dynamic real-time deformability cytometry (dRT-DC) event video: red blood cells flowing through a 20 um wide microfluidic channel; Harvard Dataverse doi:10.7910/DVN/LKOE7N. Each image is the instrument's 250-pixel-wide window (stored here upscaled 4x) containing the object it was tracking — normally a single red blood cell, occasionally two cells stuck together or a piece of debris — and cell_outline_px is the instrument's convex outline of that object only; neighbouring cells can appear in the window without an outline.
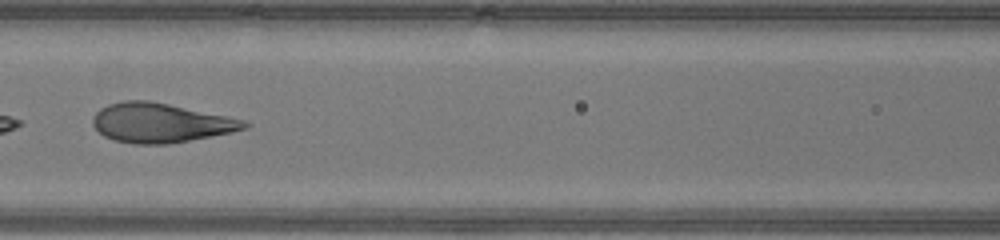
{"species": "human", "species_latin": "Homo sapiens", "temperature_condition": "warm", "stored_images_in_passage": 37, "camera_frame_rate_fps": 3000, "um_per_image_px": 0.085, "donor": {"sex": "male"}, "frame": {"image": 1, "passage_image": 12, "time_ms": 3.667, "image_size_px": [1000, 240], "cell_outline_px": [[252, 124], [248, 128], [232, 132], [168, 144], [132, 144], [116, 140], [104, 136], [92, 124], [92, 116], [100, 108], [108, 104], [124, 100], [148, 100], [168, 104], [244, 120]], "centroid_in_image_um": [13.62, 10.44], "position_along_channel_um": 153.0, "area_um2": 34.56}}
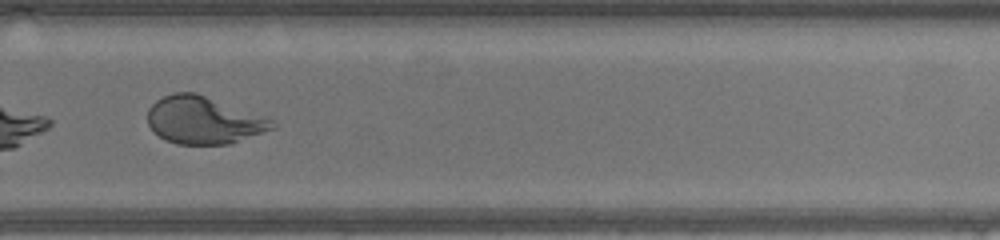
{"frame": {"image": 2, "passage_image": 23, "time_ms": 7.333, "image_size_px": [1000, 240], "cell_outline_px": [[276, 128], [228, 144], [176, 144], [164, 140], [148, 124], [148, 108], [156, 100], [172, 92], [196, 92], [268, 116], [276, 124]], "centroid_in_image_um": [17.34, 10.2], "position_along_channel_um": 312.5, "area_um2": 34.74}}
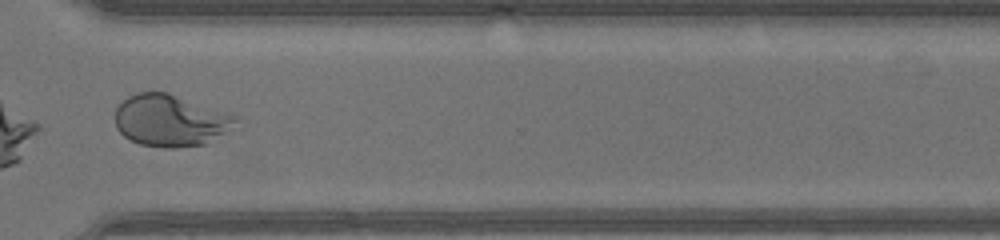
{"frame": {"image": 3, "passage_image": 26, "time_ms": 8.333, "image_size_px": [1000, 240], "cell_outline_px": [[236, 120], [224, 132], [204, 144], [172, 148], [164, 148], [140, 144], [124, 136], [116, 128], [116, 108], [128, 96], [136, 92], [168, 92], [236, 116]], "centroid_in_image_um": [14.4, 10.23], "position_along_channel_um": 356.2, "area_um2": 35.66}, "authors_computed_cell_mechanics": {"area_um2": 36.0094, "velocity_mm_per_s": 4.3638, "shape_relaxation_time_tau1_ms": 5.573, "shape_relaxation_time_tau2_ms": null, "deformation_change_tau1": 0.2705, "deformation_change_tau2": null}}